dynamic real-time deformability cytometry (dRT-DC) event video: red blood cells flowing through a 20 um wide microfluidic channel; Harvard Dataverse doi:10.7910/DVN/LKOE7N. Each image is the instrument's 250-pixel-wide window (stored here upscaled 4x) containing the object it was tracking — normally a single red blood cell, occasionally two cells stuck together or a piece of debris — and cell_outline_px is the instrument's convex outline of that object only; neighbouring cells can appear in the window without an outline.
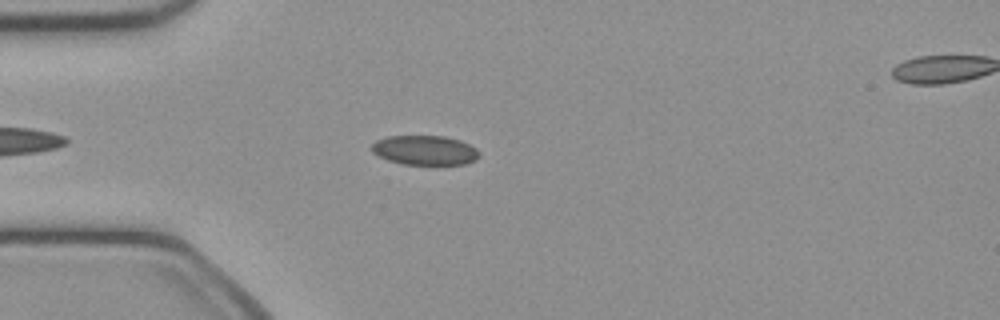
{"species": "common noctule bat (a hibernating species)", "species_latin": "Nyctalus noctula", "temperature_condition": "cold", "stored_images_in_passage": 40, "camera_frame_rate_fps": 3000, "um_per_image_px": 0.085, "animal": {"sex": "female", "body_mass_g": 21.9}, "frame": {"image": 1, "passage_image": 6, "time_ms": 1.667, "image_size_px": [1000, 320], "cell_outline_px": [[480, 156], [476, 160], [464, 164], [400, 164], [388, 160], [372, 152], [372, 144], [376, 140], [388, 136], [444, 136], [460, 140], [476, 148], [480, 152]], "centroid_in_image_um": [36.13, 12.77], "position_along_channel_um": 48.9, "area_um2": 18.5}}
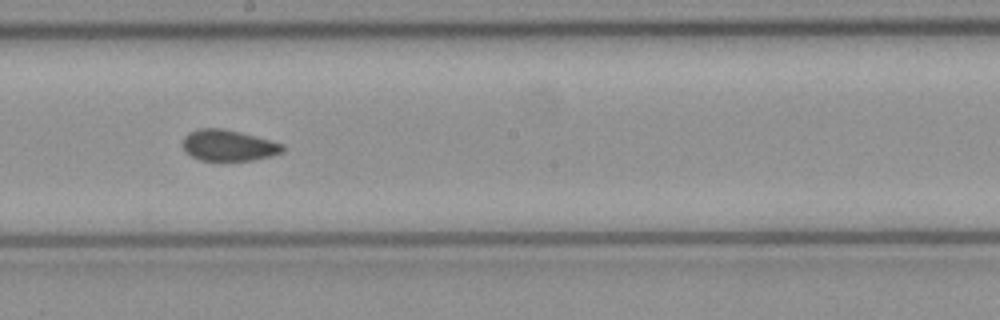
{"frame": {"image": 2, "passage_image": 20, "time_ms": 6.333, "image_size_px": [1000, 320], "cell_outline_px": [[284, 152], [252, 160], [200, 160], [184, 152], [180, 144], [184, 136], [188, 132], [200, 128], [220, 128], [240, 132], [256, 136], [284, 144]], "centroid_in_image_um": [19.36, 12.35], "position_along_channel_um": 228.8, "area_um2": 18.21}}
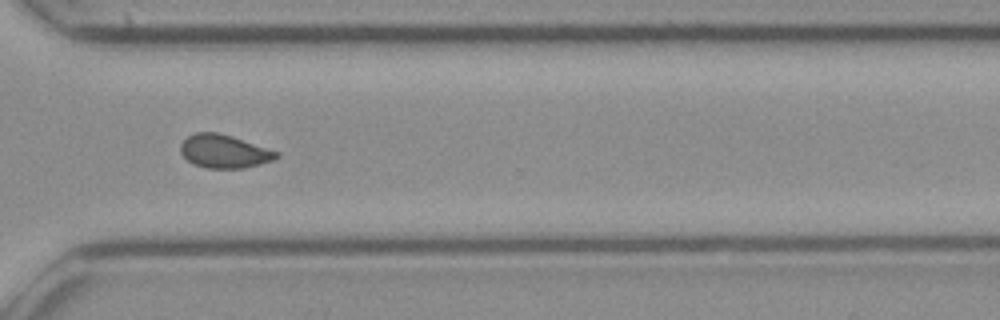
{"frame": {"image": 3, "passage_image": 29, "time_ms": 9.333, "image_size_px": [1000, 320], "cell_outline_px": [[280, 156], [272, 160], [260, 164], [244, 168], [208, 168], [192, 164], [180, 152], [180, 144], [188, 136], [196, 132], [216, 132], [232, 136], [280, 152]], "centroid_in_image_um": [19.06, 12.86], "position_along_channel_um": 351.5, "area_um2": 18.61}, "authors_computed_cell_mechanics": {"area_um2": 18.7561, "velocity_mm_per_s": 4.1036, "shape_relaxation_time_tau1_ms": null, "shape_relaxation_time_tau2_ms": 1.5031, "deformation_change_tau1": null, "deformation_change_tau2": 0.0511}}